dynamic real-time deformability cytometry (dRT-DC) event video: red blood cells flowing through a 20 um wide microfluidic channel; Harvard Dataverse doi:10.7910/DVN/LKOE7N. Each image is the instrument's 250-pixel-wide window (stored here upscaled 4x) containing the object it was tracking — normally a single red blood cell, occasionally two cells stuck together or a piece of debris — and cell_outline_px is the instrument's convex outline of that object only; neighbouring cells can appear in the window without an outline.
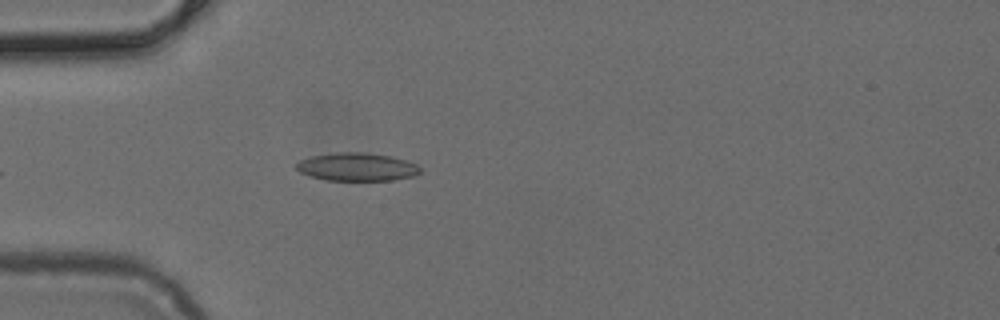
{"species": "common noctule bat (a hibernating species)", "species_latin": "Nyctalus noctula", "temperature_condition": "cold", "stored_images_in_passage": 20, "camera_frame_rate_fps": 3000, "um_per_image_px": 0.085, "animal": {"sex": "female", "body_mass_g": 24.6, "forearm_length_mm": 56.2}, "frame": {"image": 1, "passage_image": 3, "time_ms": 0.667, "image_size_px": [1000, 320], "cell_outline_px": [[420, 172], [412, 176], [392, 180], [328, 180], [312, 176], [300, 172], [296, 168], [296, 164], [300, 160], [312, 156], [336, 152], [360, 152], [392, 156], [416, 164], [420, 168]], "centroid_in_image_um": [30.33, 14.18], "position_along_channel_um": 54.7, "area_um2": 20.0}}
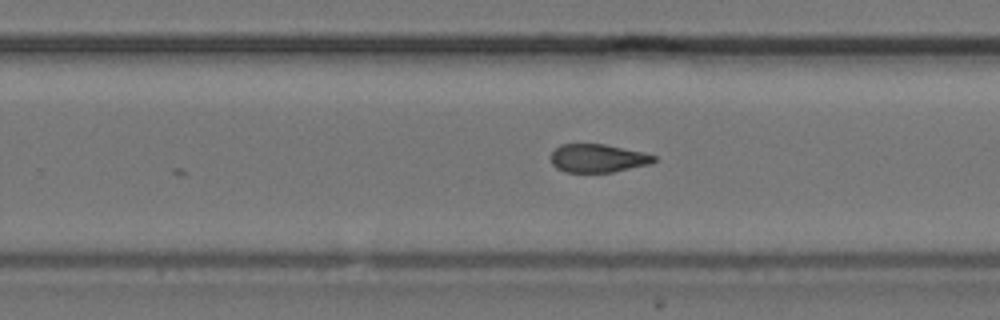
{"frame": {"image": 2, "passage_image": 20, "time_ms": 6.333, "image_size_px": [1000, 320], "cell_outline_px": [[656, 160], [652, 164], [612, 172], [564, 172], [556, 168], [552, 164], [548, 156], [560, 144], [604, 144], [644, 152], [656, 156]], "centroid_in_image_um": [50.8, 13.45], "position_along_channel_um": 279.0, "area_um2": 17.22}}